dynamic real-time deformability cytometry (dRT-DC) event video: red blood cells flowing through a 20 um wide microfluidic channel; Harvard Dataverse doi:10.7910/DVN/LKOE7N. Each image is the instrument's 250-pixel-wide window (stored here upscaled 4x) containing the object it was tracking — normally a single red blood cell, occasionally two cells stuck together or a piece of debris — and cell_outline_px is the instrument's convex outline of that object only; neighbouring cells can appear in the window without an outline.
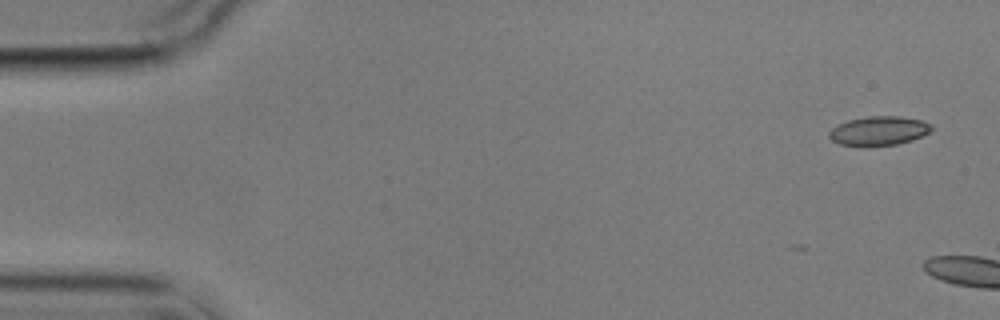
{"species": "common noctule bat (a hibernating species)", "species_latin": "Nyctalus noctula", "temperature_condition": "cold", "stored_images_in_passage": 3, "camera_frame_rate_fps": 3000, "um_per_image_px": 0.085, "animal": {"sex": "male", "body_mass_g": 17.9}, "frame": {"image": 1, "passage_image": 1, "time_ms": 0.0, "image_size_px": [1000, 320], "cell_outline_px": [[932, 128], [928, 132], [912, 140], [896, 144], [868, 148], [860, 148], [840, 144], [832, 140], [828, 136], [828, 132], [836, 124], [848, 120], [868, 116], [900, 116], [920, 120], [932, 124]], "centroid_in_image_um": [74.63, 11.15], "position_along_channel_um": 10.4, "area_um2": 17.8}}